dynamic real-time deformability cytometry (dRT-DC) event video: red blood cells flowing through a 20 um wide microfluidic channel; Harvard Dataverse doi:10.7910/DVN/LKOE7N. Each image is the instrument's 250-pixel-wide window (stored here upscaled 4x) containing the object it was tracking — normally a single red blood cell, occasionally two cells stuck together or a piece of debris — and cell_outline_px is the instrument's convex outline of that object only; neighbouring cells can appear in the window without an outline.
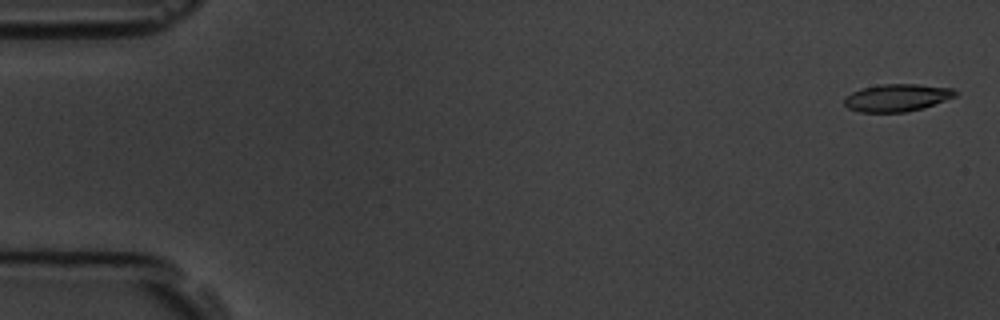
{"species": "common noctule bat (a hibernating species)", "species_latin": "Nyctalus noctula", "temperature_condition": "room temperature", "stored_images_in_passage": 5, "camera_frame_rate_fps": 3000, "um_per_image_px": 0.085, "animal": {"sex": "male", "body_mass_g": 19.5, "forearm_length_mm": 54.6}, "frame": {"image": 1, "passage_image": 1, "time_ms": 0.0, "image_size_px": [1000, 320], "cell_outline_px": [[960, 92], [956, 96], [924, 108], [904, 112], [860, 112], [848, 108], [844, 104], [844, 96], [860, 88], [880, 84], [916, 84], [952, 88]], "centroid_in_image_um": [76.24, 8.3], "position_along_channel_um": 8.8, "area_um2": 17.92}}
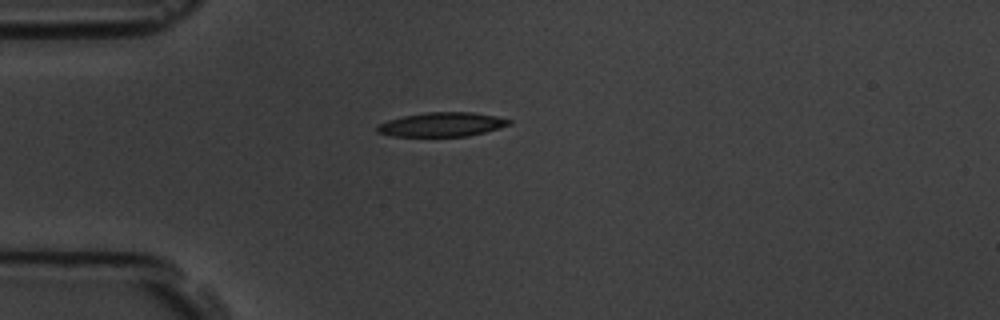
{"frame": {"image": 2, "passage_image": 5, "time_ms": 4.333, "image_size_px": [1000, 320], "cell_outline_px": [[512, 124], [484, 132], [468, 136], [392, 136], [376, 132], [376, 128], [380, 124], [388, 120], [404, 116], [424, 112], [472, 112], [496, 116], [512, 120]], "centroid_in_image_um": [37.57, 10.58], "position_along_channel_um": 47.4, "area_um2": 18.5}}